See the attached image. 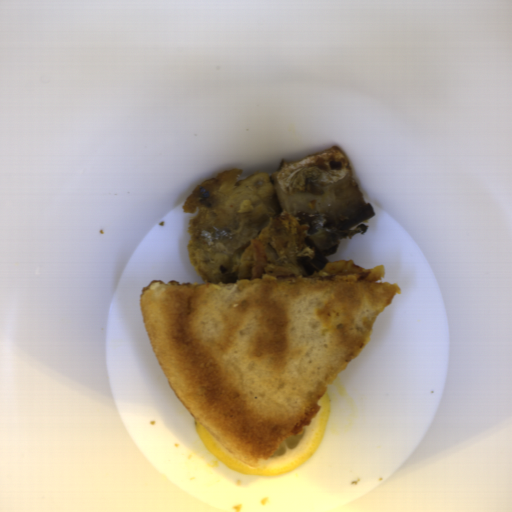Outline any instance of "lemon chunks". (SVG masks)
<instances>
[{
    "mask_svg": "<svg viewBox=\"0 0 512 512\" xmlns=\"http://www.w3.org/2000/svg\"><path fill=\"white\" fill-rule=\"evenodd\" d=\"M318 412L308 424L284 439L261 465H249L230 453L194 416L197 436L205 450L234 472L250 476H275L290 473L308 461L319 447L328 426L331 405L325 392L317 402Z\"/></svg>",
    "mask_w": 512,
    "mask_h": 512,
    "instance_id": "obj_1",
    "label": "lemon chunks"
}]
</instances>
